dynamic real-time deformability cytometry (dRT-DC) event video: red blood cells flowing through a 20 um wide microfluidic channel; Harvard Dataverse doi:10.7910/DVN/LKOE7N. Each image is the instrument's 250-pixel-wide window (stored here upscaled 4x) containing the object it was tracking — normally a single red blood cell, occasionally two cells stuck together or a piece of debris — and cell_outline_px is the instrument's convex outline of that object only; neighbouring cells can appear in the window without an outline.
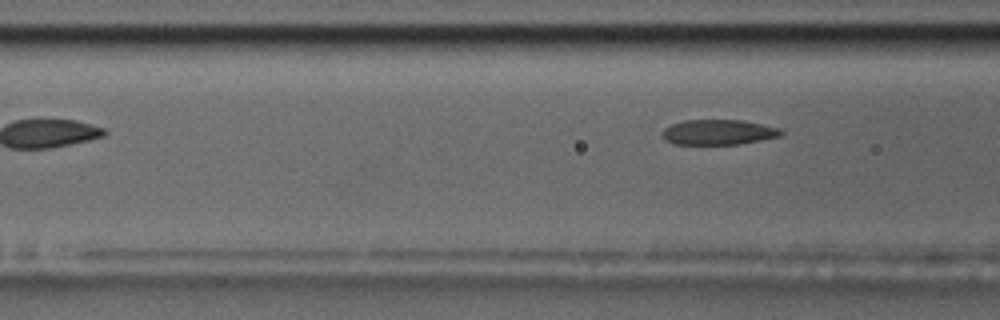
{"species": "common noctule bat (a hibernating species)", "species_latin": "Nyctalus noctula", "temperature_condition": "room temperature", "stored_images_in_passage": 6, "camera_frame_rate_fps": 3000, "um_per_image_px": 0.085, "animal": {"sex": "male", "body_mass_g": 17.5, "forearm_length_mm": 52.3}, "frame": {"image": 1, "passage_image": 6, "time_ms": 6.0, "image_size_px": [1000, 320], "cell_outline_px": [[784, 132], [780, 136], [740, 144], [672, 144], [664, 140], [664, 128], [672, 124], [684, 120], [740, 120], [780, 128]], "centroid_in_image_um": [61.06, 11.24], "position_along_channel_um": 105.5, "area_um2": 17.28}}